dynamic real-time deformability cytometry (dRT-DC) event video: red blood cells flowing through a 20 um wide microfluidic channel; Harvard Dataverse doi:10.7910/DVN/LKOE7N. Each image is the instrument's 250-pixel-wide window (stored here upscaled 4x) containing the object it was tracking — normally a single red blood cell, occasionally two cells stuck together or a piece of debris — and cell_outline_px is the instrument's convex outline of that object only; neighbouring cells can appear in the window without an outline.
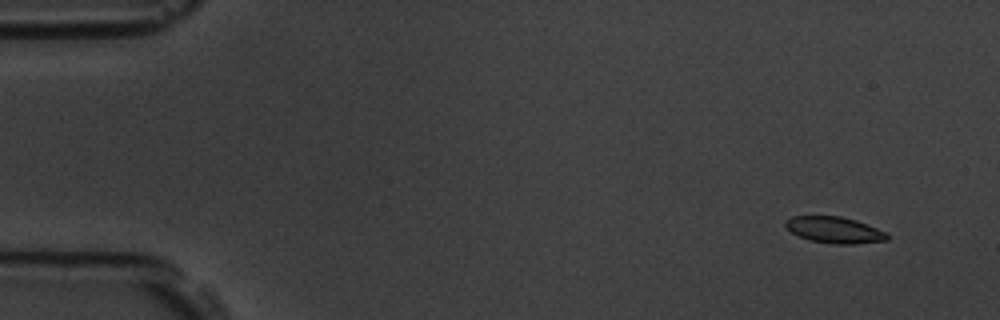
{"species": "common noctule bat (a hibernating species)", "species_latin": "Nyctalus noctula", "temperature_condition": "room temperature", "stored_images_in_passage": 6, "camera_frame_rate_fps": 3000, "um_per_image_px": 0.085, "animal": {"sex": "male", "body_mass_g": 19.5, "forearm_length_mm": 54.6}, "frame": {"image": 1, "passage_image": 1, "time_ms": 0.0, "image_size_px": [1000, 320], "cell_outline_px": [[888, 240], [856, 244], [832, 244], [808, 240], [792, 232], [784, 224], [784, 220], [792, 216], [840, 216], [856, 220], [888, 232]], "centroid_in_image_um": [70.94, 19.55], "position_along_channel_um": 14.1, "area_um2": 15.72}}
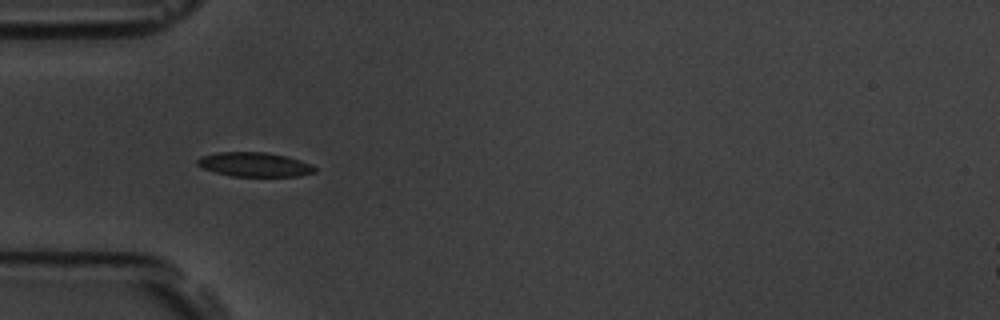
{"frame": {"image": 2, "passage_image": 5, "time_ms": 4.667, "image_size_px": [1000, 320], "cell_outline_px": [[316, 172], [300, 176], [232, 176], [216, 172], [204, 168], [196, 164], [196, 160], [200, 156], [216, 152], [268, 152], [288, 156], [312, 164], [316, 168]], "centroid_in_image_um": [21.66, 13.97], "position_along_channel_um": 63.3, "area_um2": 16.76}}
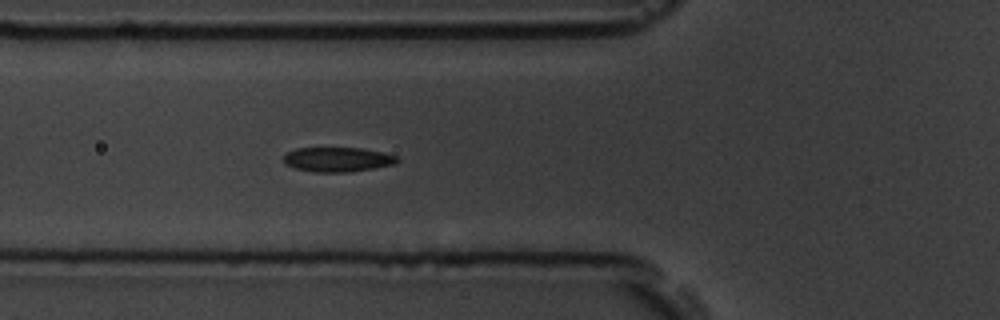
{"frame": {"image": 3, "passage_image": 6, "time_ms": 5.667, "image_size_px": [1000, 320], "cell_outline_px": [[400, 160], [396, 164], [348, 172], [316, 172], [296, 168], [284, 164], [284, 152], [296, 148], [364, 148], [396, 156]], "centroid_in_image_um": [28.67, 13.55], "position_along_channel_um": 97.1, "area_um2": 16.24}}